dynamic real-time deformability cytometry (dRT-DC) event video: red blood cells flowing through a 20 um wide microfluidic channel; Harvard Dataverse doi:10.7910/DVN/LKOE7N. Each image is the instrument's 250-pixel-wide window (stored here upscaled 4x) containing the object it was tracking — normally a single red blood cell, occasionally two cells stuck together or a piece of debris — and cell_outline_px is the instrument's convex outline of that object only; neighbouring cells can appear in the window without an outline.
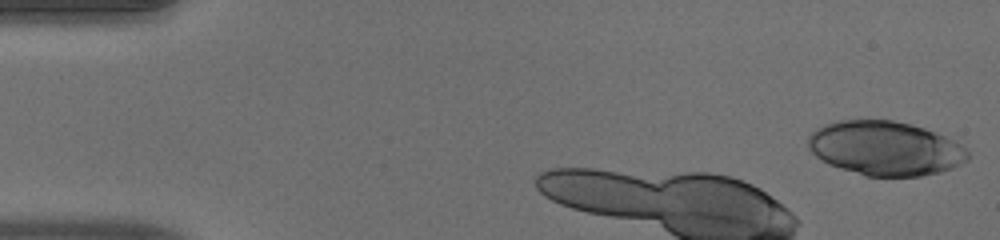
{"species": "human", "species_latin": "Homo sapiens", "temperature_condition": "warm", "stored_images_in_passage": 7, "camera_frame_rate_fps": 3000, "um_per_image_px": 0.085, "donor": {"sex": "male"}, "frame": {"image": 1, "passage_image": 1, "time_ms": 0.0, "image_size_px": [1000, 240], "cell_outline_px": [[968, 160], [952, 168], [940, 172], [920, 176], [864, 176], [828, 164], [816, 156], [808, 148], [808, 136], [816, 128], [824, 124], [840, 120], [892, 120], [912, 124], [936, 132], [968, 148]], "centroid_in_image_um": [75.24, 12.6], "position_along_channel_um": 9.8, "area_um2": 50.63}}